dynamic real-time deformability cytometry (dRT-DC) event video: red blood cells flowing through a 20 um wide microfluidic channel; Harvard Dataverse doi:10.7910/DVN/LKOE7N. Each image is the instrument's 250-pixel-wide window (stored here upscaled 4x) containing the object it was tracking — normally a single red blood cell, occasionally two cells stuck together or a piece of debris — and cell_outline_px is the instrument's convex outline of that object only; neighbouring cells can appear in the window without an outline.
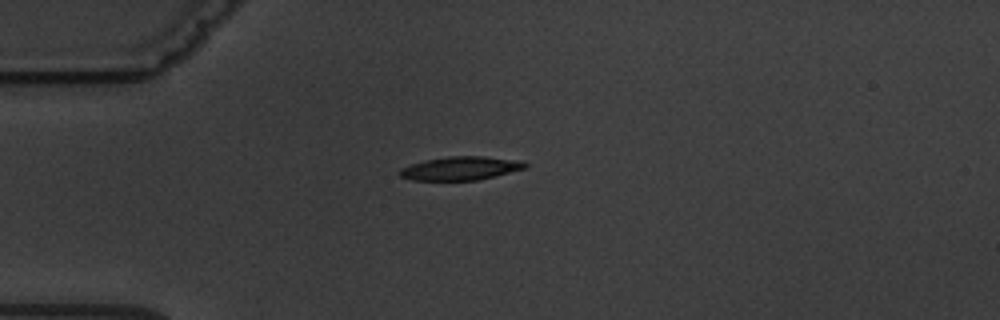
{"species": "common noctule bat (a hibernating species)", "species_latin": "Nyctalus noctula", "temperature_condition": "warm", "stored_images_in_passage": 5, "camera_frame_rate_fps": 3000, "um_per_image_px": 0.085, "animal": {"sex": "male", "body_mass_g": 19.5, "forearm_length_mm": 54.6}, "frame": {"image": 1, "passage_image": 1, "time_ms": 0.0, "image_size_px": [1000, 320], "cell_outline_px": [[528, 168], [476, 180], [412, 180], [400, 176], [396, 172], [400, 168], [424, 160], [448, 156], [484, 156], [520, 160], [528, 164]], "centroid_in_image_um": [39.14, 14.3], "position_along_channel_um": 45.9, "area_um2": 17.28}}
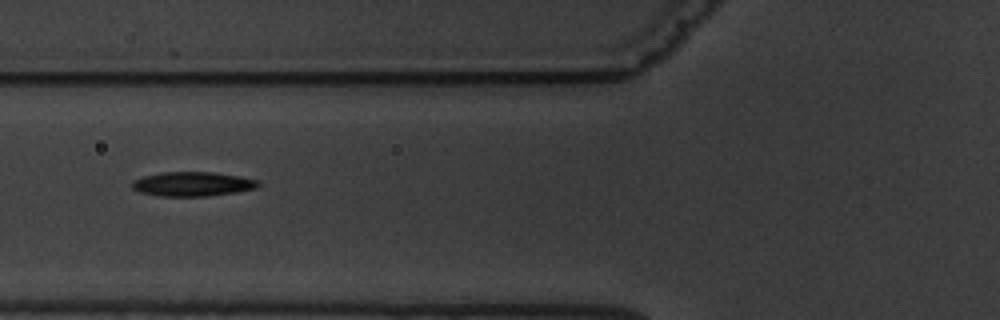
{"frame": {"image": 2, "passage_image": 3, "time_ms": 2.333, "image_size_px": [1000, 320], "cell_outline_px": [[260, 184], [256, 188], [236, 192], [208, 196], [160, 196], [140, 192], [132, 188], [132, 180], [144, 176], [160, 172], [212, 172], [240, 176], [260, 180]], "centroid_in_image_um": [16.38, 15.63], "position_along_channel_um": 109.4, "area_um2": 17.98}}